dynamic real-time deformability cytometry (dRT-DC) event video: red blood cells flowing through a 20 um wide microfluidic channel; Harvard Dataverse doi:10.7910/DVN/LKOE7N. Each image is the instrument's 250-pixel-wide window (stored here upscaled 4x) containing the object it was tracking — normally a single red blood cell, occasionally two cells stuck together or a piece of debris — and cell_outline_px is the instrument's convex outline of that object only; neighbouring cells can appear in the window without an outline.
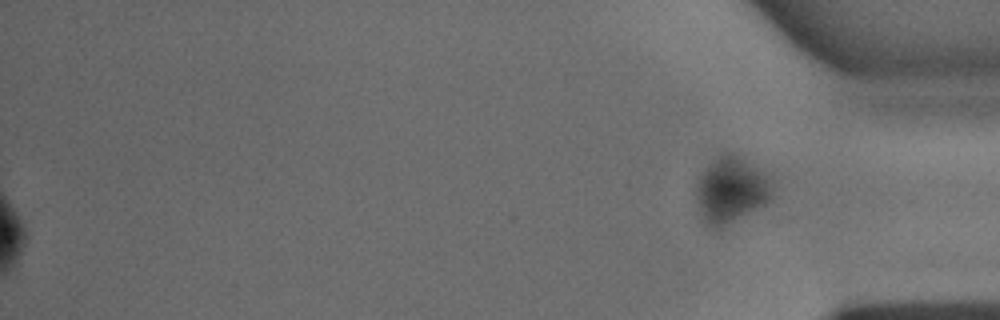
{"species": "common noctule bat (a hibernating species)", "species_latin": "Nyctalus noctula", "temperature_condition": "warm", "stored_images_in_passage": 30, "segment_of_instrument_passage": [2, 2], "camera_frame_rate_fps": 3000, "um_per_image_px": 0.085, "animal": {"sex": "male", "body_mass_g": 15.6}, "frame": {"image": 1, "passage_image": 30, "time_ms": 9.667, "image_size_px": [1000, 320], "cell_outline_px": [[772, 200], [720, 228], [712, 228], [704, 220], [696, 196], [696, 180], [708, 164], [724, 152], [732, 152], [768, 176], [772, 188]], "centroid_in_image_um": [62.12, 16.13], "position_along_channel_um": 373.1, "area_um2": 28.67}}